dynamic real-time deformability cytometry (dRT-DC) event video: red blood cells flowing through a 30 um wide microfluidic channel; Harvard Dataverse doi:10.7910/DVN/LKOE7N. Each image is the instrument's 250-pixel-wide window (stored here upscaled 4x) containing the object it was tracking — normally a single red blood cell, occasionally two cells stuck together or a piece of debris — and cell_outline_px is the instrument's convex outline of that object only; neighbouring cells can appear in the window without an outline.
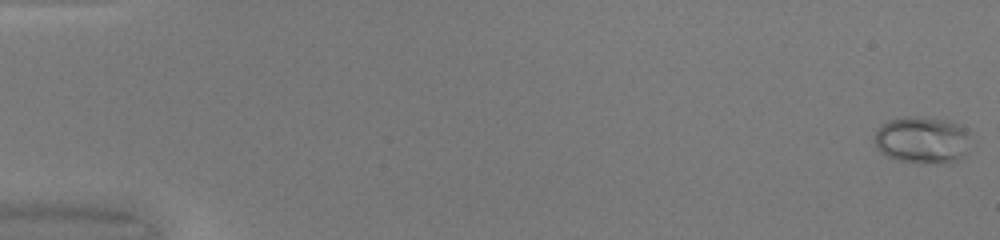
{"species": "common noctule bat (a hibernating species)", "species_latin": "Nyctalus noctula", "temperature_condition": "warm", "stored_images_in_passage": 50, "camera_frame_rate_fps": 3000, "um_per_image_px": 0.085, "animal": {"sex": "female", "body_mass_g": 20.0, "forearm_length_mm": 54.0}, "frame": {"image": 1, "passage_image": 1, "time_ms": 0.0, "image_size_px": [1000, 240], "cell_outline_px": [[964, 152], [956, 160], [896, 160], [880, 152], [876, 148], [872, 140], [876, 132], [888, 120], [908, 116], [924, 116], [948, 120], [964, 128]], "centroid_in_image_um": [78.23, 11.82], "position_along_channel_um": 6.8, "area_um2": 24.8}}
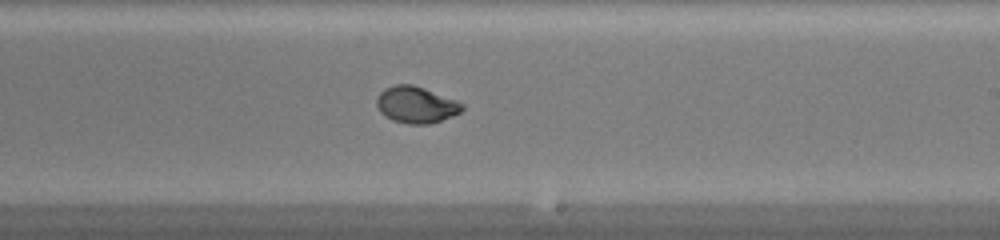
{"frame": {"image": 2, "passage_image": 31, "time_ms": 10.0, "image_size_px": [1000, 240], "cell_outline_px": [[464, 108], [460, 112], [452, 116], [428, 124], [408, 124], [392, 120], [380, 112], [376, 104], [376, 100], [380, 92], [384, 88], [396, 84], [412, 84], [424, 88], [456, 100], [464, 104]], "centroid_in_image_um": [35.35, 8.9], "position_along_channel_um": 253.6, "area_um2": 18.15}}
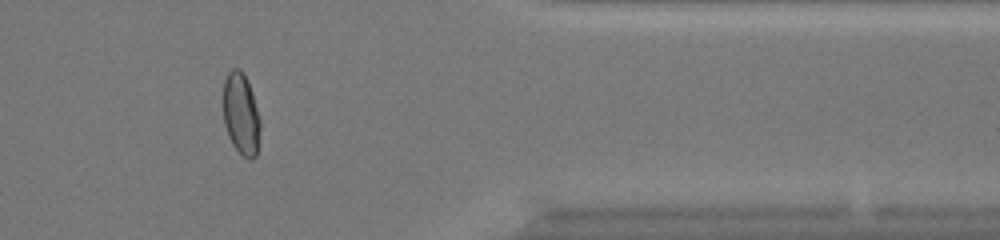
{"frame": {"image": 3, "passage_image": 42, "time_ms": 13.667, "image_size_px": [1000, 240], "cell_outline_px": [[260, 128], [256, 156], [252, 160], [248, 160], [232, 144], [228, 136], [224, 124], [224, 80], [228, 72], [232, 68], [240, 68], [244, 72], [252, 92], [260, 120]], "centroid_in_image_um": [20.49, 9.67], "position_along_channel_um": 390.9, "area_um2": 17.63}, "authors_computed_cell_mechanics": {"area_um2": 18.9006, "velocity_mm_per_s": 4.2349, "shape_relaxation_time_tau1_ms": 6.4295, "shape_relaxation_time_tau2_ms": null, "deformation_change_tau1": 0.2255, "deformation_change_tau2": null}}